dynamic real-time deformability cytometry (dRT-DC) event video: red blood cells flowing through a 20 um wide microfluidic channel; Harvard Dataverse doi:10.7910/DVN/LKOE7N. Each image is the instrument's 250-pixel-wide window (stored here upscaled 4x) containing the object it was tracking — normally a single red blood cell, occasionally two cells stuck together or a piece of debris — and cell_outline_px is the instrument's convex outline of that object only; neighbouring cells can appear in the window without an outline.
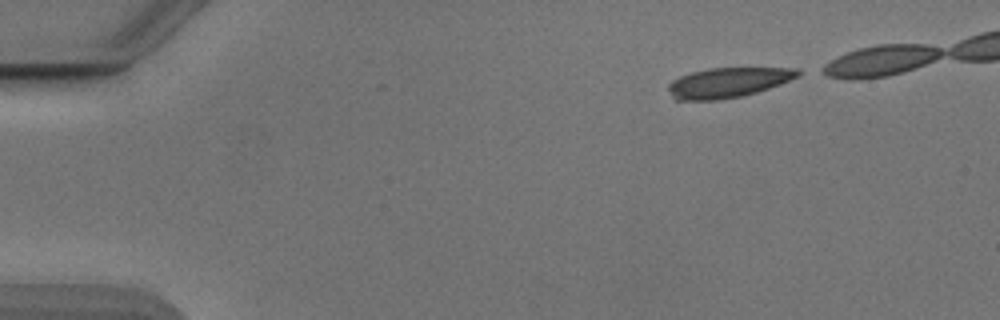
{"species": "Egyptian fruit bat (a non-hibernating species)", "species_latin": "Rousettus aegyptiacus", "temperature_condition": "cold", "stored_images_in_passage": 40, "camera_frame_rate_fps": 3000, "um_per_image_px": 0.085, "animal": {"sex": "male"}, "frame": {"image": 1, "passage_image": 1, "time_ms": 0.0, "image_size_px": [1000, 320], "cell_outline_px": [[804, 72], [800, 76], [780, 84], [756, 92], [740, 96], [716, 100], [676, 100], [672, 96], [668, 88], [668, 84], [672, 80], [680, 76], [692, 72], [708, 68], [796, 68]], "centroid_in_image_um": [61.9, 7.01], "position_along_channel_um": 23.1, "area_um2": 22.54}}